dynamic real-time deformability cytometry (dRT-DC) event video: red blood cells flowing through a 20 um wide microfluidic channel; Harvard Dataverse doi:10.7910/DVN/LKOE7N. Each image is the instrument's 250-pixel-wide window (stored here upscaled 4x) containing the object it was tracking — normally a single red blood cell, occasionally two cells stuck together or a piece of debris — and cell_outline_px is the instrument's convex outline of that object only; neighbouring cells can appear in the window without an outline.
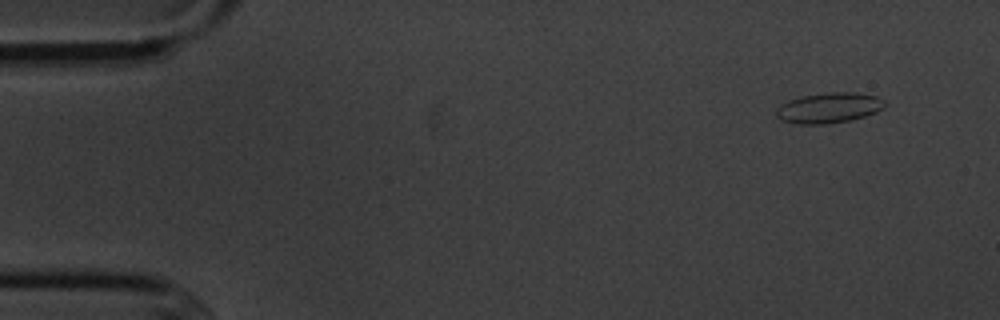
{"species": "common noctule bat (a hibernating species)", "species_latin": "Nyctalus noctula", "temperature_condition": "cold", "stored_images_in_passage": 4, "camera_frame_rate_fps": 3000, "um_per_image_px": 0.085, "animal": {"sex": "male", "body_mass_g": 20.1, "forearm_length_mm": 53.5}, "frame": {"image": 1, "passage_image": 1, "time_ms": 0.0, "image_size_px": [1000, 320], "cell_outline_px": [[888, 104], [884, 108], [876, 112], [864, 116], [848, 120], [824, 124], [796, 124], [780, 120], [776, 116], [776, 108], [780, 104], [788, 100], [800, 96], [828, 92], [856, 92], [876, 96], [884, 100]], "centroid_in_image_um": [70.44, 9.16], "position_along_channel_um": 14.6, "area_um2": 19.42}}
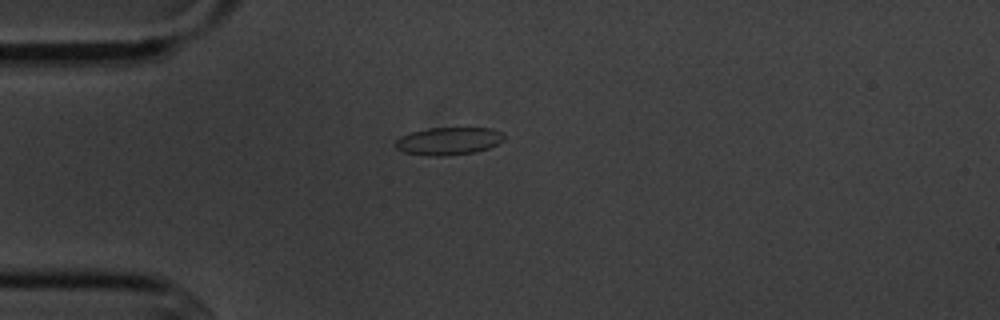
{"frame": {"image": 2, "passage_image": 4, "time_ms": 3.333, "image_size_px": [1000, 320], "cell_outline_px": [[504, 140], [488, 148], [476, 152], [444, 156], [428, 156], [404, 152], [396, 148], [392, 144], [400, 136], [412, 132], [428, 128], [492, 128], [504, 132]], "centroid_in_image_um": [38.12, 11.99], "position_along_channel_um": 46.9, "area_um2": 17.69}}